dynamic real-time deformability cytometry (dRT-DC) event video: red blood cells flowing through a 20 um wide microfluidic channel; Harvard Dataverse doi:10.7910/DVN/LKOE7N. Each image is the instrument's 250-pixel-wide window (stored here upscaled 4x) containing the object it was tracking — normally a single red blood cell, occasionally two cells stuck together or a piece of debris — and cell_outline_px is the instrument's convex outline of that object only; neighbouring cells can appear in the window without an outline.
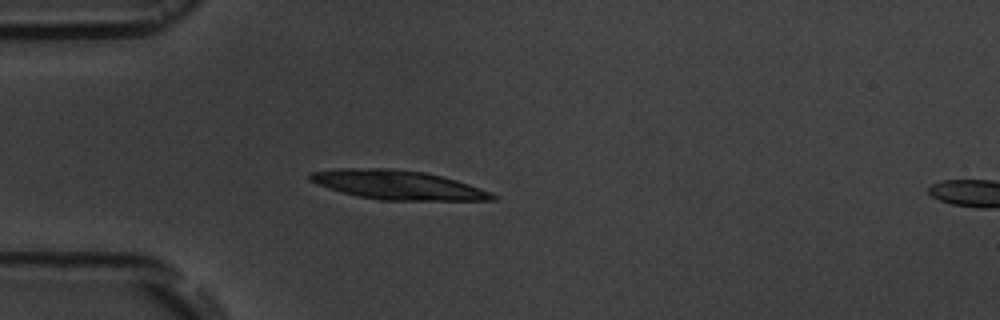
{"species": "common noctule bat (a hibernating species)", "species_latin": "Nyctalus noctula", "temperature_condition": "room temperature", "stored_images_in_passage": 2, "camera_frame_rate_fps": 3000, "um_per_image_px": 0.085, "animal": {"sex": "male", "body_mass_g": 19.5, "forearm_length_mm": 54.6}, "frame": {"image": 1, "passage_image": 1, "time_ms": 0.0, "image_size_px": [1000, 320], "cell_outline_px": [[496, 200], [380, 200], [356, 196], [328, 188], [316, 184], [308, 180], [308, 172], [340, 168], [388, 168], [424, 172], [456, 180], [480, 188], [496, 196]], "centroid_in_image_um": [33.72, 15.71], "position_along_channel_um": 51.3, "area_um2": 30.87}}